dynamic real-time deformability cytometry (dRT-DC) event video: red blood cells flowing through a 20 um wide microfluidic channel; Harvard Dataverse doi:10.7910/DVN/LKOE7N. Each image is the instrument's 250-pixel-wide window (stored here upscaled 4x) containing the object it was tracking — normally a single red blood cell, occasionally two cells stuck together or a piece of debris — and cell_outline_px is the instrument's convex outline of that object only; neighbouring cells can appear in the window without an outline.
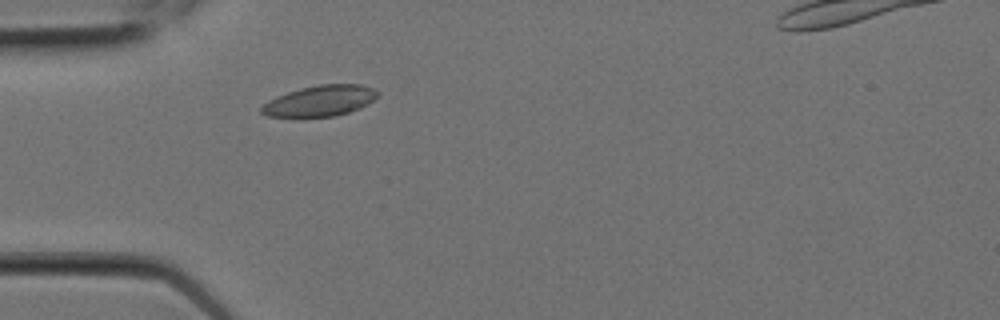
{"species": "Egyptian fruit bat (a non-hibernating species)", "species_latin": "Rousettus aegyptiacus", "temperature_condition": "room temperature", "stored_images_in_passage": 3, "camera_frame_rate_fps": 3000, "um_per_image_px": 0.085, "animal": {"sex": "female"}, "frame": {"image": 1, "passage_image": 3, "time_ms": 0.667, "image_size_px": [1000, 320], "cell_outline_px": [[380, 92], [372, 100], [360, 108], [336, 116], [300, 120], [268, 116], [260, 112], [260, 108], [268, 100], [276, 96], [300, 88], [320, 84], [360, 84], [372, 88]], "centroid_in_image_um": [27.12, 8.62], "position_along_channel_um": 57.9, "area_um2": 21.56}}